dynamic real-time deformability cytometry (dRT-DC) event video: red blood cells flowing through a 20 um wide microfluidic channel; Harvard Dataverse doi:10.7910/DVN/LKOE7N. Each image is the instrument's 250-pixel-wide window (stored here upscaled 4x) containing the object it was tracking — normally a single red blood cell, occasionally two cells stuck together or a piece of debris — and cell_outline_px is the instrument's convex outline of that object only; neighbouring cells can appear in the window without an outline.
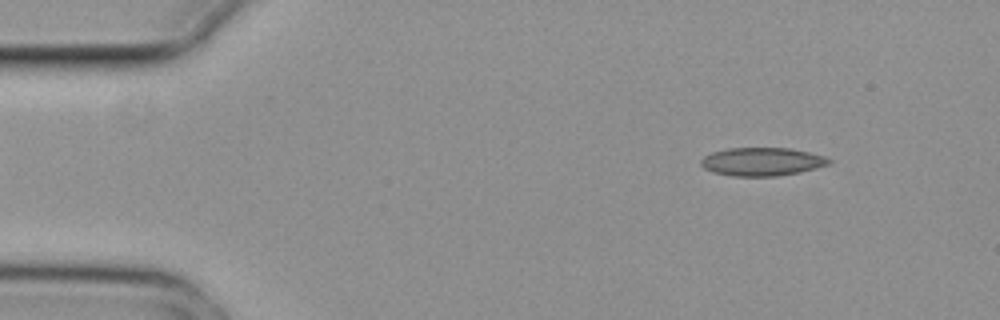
{"species": "common noctule bat (a hibernating species)", "species_latin": "Nyctalus noctula", "temperature_condition": "cold", "stored_images_in_passage": 7, "camera_frame_rate_fps": 3000, "um_per_image_px": 0.085, "animal": {"sex": "female", "body_mass_g": 29.2, "forearm_length_mm": 56.3}, "frame": {"image": 1, "passage_image": 1, "time_ms": 0.0, "image_size_px": [1000, 320], "cell_outline_px": [[832, 160], [828, 164], [816, 168], [800, 172], [776, 176], [732, 176], [712, 172], [704, 168], [700, 164], [700, 160], [704, 156], [712, 152], [728, 148], [792, 148], [824, 156]], "centroid_in_image_um": [64.74, 13.74], "position_along_channel_um": 20.3, "area_um2": 21.1}}
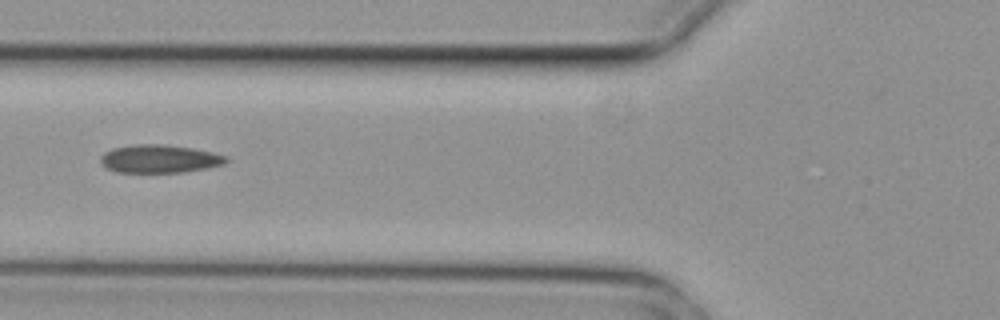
{"frame": {"image": 2, "passage_image": 4, "time_ms": 1.0, "image_size_px": [1000, 320], "cell_outline_px": [[228, 160], [224, 164], [204, 168], [180, 172], [116, 172], [100, 164], [100, 156], [104, 152], [112, 148], [136, 144], [160, 144], [192, 148], [212, 152], [228, 156]], "centroid_in_image_um": [13.52, 13.49], "position_along_channel_um": 112.3, "area_um2": 20.46}}
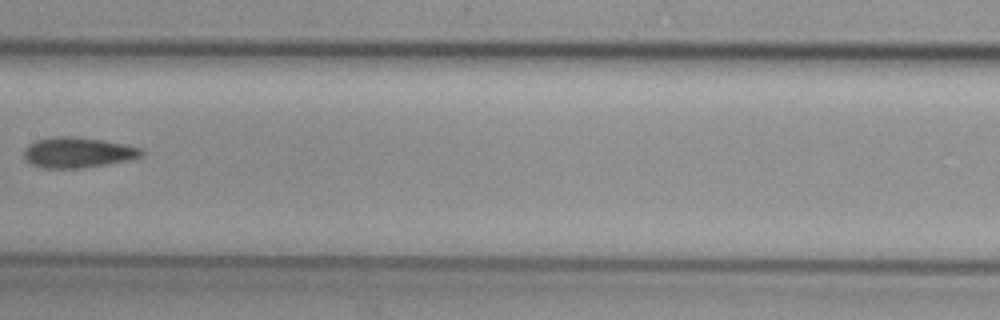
{"frame": {"image": 3, "passage_image": 6, "time_ms": 1.667, "image_size_px": [1000, 320], "cell_outline_px": [[144, 152], [140, 156], [128, 160], [80, 168], [44, 168], [32, 164], [24, 160], [24, 148], [28, 144], [36, 140], [52, 136], [72, 136], [100, 140], [124, 144], [140, 148]], "centroid_in_image_um": [6.54, 12.95], "position_along_channel_um": 200.9, "area_um2": 20.69}}